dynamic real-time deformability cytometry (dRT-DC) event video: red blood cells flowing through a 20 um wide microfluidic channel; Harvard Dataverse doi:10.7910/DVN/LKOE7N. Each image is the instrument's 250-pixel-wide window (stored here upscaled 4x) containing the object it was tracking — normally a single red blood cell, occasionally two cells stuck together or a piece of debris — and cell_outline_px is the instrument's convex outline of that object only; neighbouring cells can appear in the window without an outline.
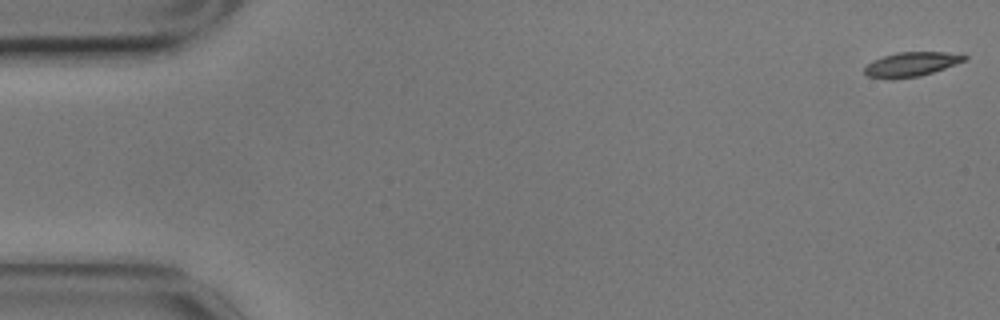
{"species": "common noctule bat (a hibernating species)", "species_latin": "Nyctalus noctula", "temperature_condition": "cold", "stored_images_in_passage": 14, "camera_frame_rate_fps": 3000, "um_per_image_px": 0.085, "animal": {"sex": "male", "body_mass_g": 17.9}, "frame": {"image": 1, "passage_image": 1, "time_ms": 0.0, "image_size_px": [1000, 320], "cell_outline_px": [[968, 60], [920, 76], [892, 80], [888, 80], [868, 76], [864, 72], [864, 68], [872, 60], [896, 52], [944, 52], [968, 56]], "centroid_in_image_um": [77.43, 5.48], "position_along_channel_um": 7.6, "area_um2": 14.28}}